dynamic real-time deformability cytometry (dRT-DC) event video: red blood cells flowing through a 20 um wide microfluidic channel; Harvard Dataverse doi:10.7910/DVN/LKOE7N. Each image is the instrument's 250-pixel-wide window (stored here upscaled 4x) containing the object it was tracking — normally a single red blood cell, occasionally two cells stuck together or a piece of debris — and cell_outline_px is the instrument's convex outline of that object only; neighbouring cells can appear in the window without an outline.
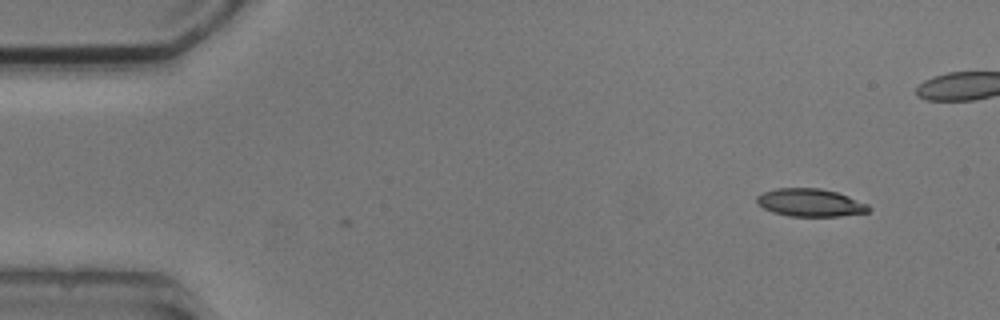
{"species": "common noctule bat (a hibernating species)", "species_latin": "Nyctalus noctula", "temperature_condition": "cold", "stored_images_in_passage": 2, "camera_frame_rate_fps": 3000, "um_per_image_px": 0.085, "animal": {"sex": "male", "body_mass_g": 20.5, "forearm_length_mm": 52.5}, "frame": {"image": 1, "passage_image": 2, "time_ms": 2.0, "image_size_px": [1000, 320], "cell_outline_px": [[872, 208], [868, 212], [840, 216], [788, 216], [772, 212], [756, 204], [756, 196], [764, 192], [776, 188], [820, 188], [836, 192], [848, 196], [868, 204]], "centroid_in_image_um": [68.86, 17.22], "position_along_channel_um": 16.1, "area_um2": 18.21}}